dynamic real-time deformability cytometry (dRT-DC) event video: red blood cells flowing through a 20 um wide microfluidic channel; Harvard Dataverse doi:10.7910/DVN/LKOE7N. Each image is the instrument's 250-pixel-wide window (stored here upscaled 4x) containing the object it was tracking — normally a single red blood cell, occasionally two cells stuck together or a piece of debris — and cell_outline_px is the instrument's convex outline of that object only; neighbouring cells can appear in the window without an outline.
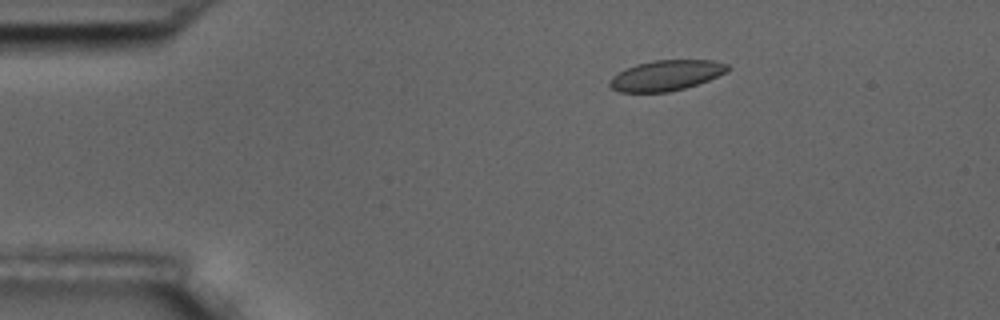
{"species": "common noctule bat (a hibernating species)", "species_latin": "Nyctalus noctula", "temperature_condition": "room temperature", "stored_images_in_passage": 4, "camera_frame_rate_fps": 3000, "um_per_image_px": 0.085, "animal": {"sex": "male", "body_mass_g": 17.5, "forearm_length_mm": 52.3}, "frame": {"image": 1, "passage_image": 2, "time_ms": 1.0, "image_size_px": [1000, 320], "cell_outline_px": [[732, 68], [728, 72], [708, 80], [684, 88], [668, 92], [620, 92], [612, 88], [608, 84], [608, 80], [612, 76], [624, 68], [636, 64], [652, 60], [712, 60], [728, 64]], "centroid_in_image_um": [56.61, 6.4], "position_along_channel_um": 28.4, "area_um2": 21.1}}